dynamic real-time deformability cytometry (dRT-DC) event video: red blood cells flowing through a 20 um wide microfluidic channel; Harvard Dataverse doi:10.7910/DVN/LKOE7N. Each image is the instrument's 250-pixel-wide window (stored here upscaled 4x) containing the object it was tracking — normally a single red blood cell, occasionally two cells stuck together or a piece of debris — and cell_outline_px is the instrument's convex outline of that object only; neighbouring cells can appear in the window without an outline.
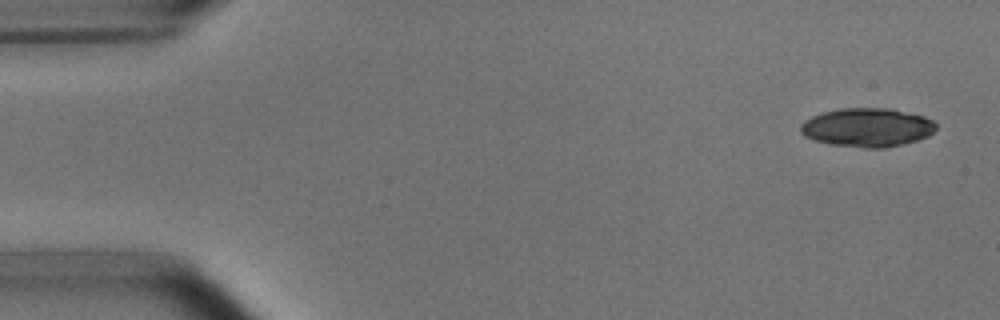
{"species": "common noctule bat (a hibernating species)", "species_latin": "Nyctalus noctula", "temperature_condition": "room temperature", "stored_images_in_passage": 4, "camera_frame_rate_fps": 3000, "um_per_image_px": 0.085, "animal": {"sex": "male", "body_mass_g": 15.6}, "frame": {"image": 1, "passage_image": 1, "time_ms": 0.0, "image_size_px": [1000, 320], "cell_outline_px": [[936, 128], [928, 136], [916, 140], [884, 148], [864, 148], [832, 144], [812, 140], [804, 136], [800, 132], [800, 124], [804, 120], [812, 116], [824, 112], [840, 108], [888, 108], [924, 116], [932, 120], [936, 124]], "centroid_in_image_um": [73.68, 10.83], "position_along_channel_um": 11.3, "area_um2": 30.52}}